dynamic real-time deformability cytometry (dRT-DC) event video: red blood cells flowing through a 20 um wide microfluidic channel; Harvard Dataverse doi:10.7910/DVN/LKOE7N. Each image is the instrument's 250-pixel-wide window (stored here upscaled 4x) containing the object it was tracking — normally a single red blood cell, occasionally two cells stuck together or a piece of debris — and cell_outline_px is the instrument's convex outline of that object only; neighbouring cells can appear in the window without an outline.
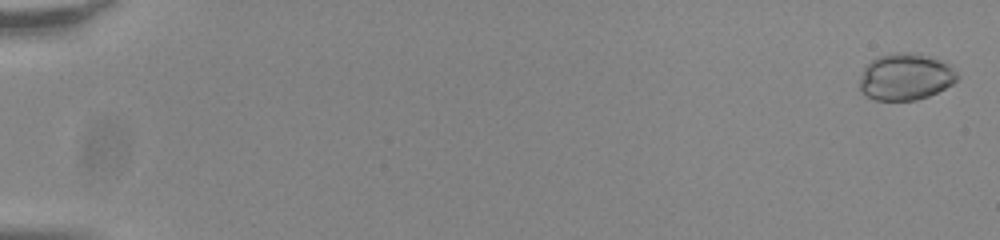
{"species": "common noctule bat (a hibernating species)", "species_latin": "Nyctalus noctula", "temperature_condition": "room temperature", "stored_images_in_passage": 56, "camera_frame_rate_fps": 3000, "um_per_image_px": 0.085, "animal": {"sex": "male", "body_mass_g": 20.0, "forearm_length_mm": 53.3}, "frame": {"image": 1, "passage_image": 2, "time_ms": 0.333, "image_size_px": [1000, 240], "cell_outline_px": [[956, 80], [952, 84], [928, 96], [916, 100], [876, 100], [868, 96], [860, 88], [860, 80], [864, 68], [872, 60], [880, 56], [892, 52], [908, 52], [924, 56], [936, 60], [944, 64], [956, 72]], "centroid_in_image_um": [76.91, 6.54], "position_along_channel_um": 8.1, "area_um2": 25.72}}
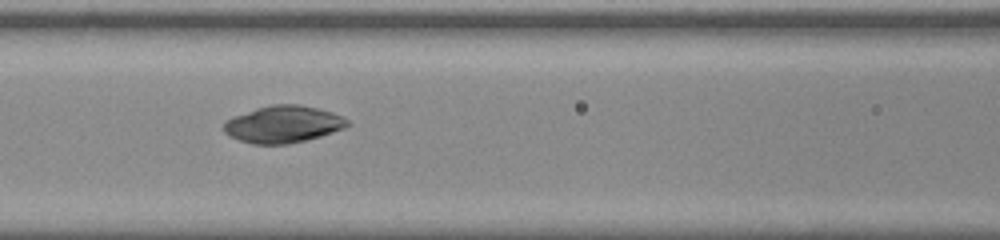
{"frame": {"image": 2, "passage_image": 27, "time_ms": 8.667, "image_size_px": [1000, 240], "cell_outline_px": [[352, 124], [344, 128], [320, 136], [288, 144], [252, 144], [228, 136], [224, 132], [224, 124], [232, 116], [256, 108], [272, 104], [300, 104], [332, 112], [348, 120]], "centroid_in_image_um": [24.05, 10.56], "position_along_channel_um": 142.5, "area_um2": 26.59}}
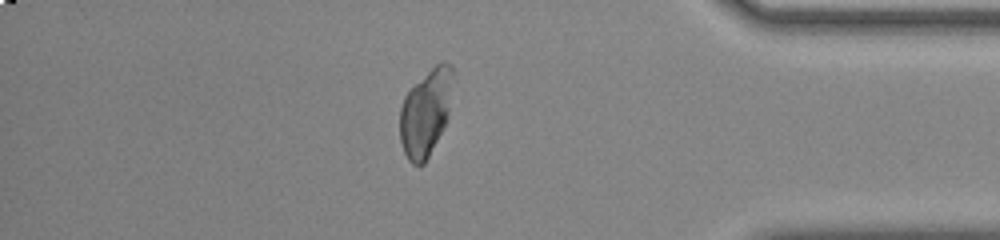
{"frame": {"image": 3, "passage_image": 49, "time_ms": 16.0, "image_size_px": [1000, 240], "cell_outline_px": [[452, 76], [448, 108], [444, 124], [424, 164], [412, 164], [408, 160], [404, 152], [400, 140], [400, 108], [404, 96], [436, 64], [444, 60], [452, 68]], "centroid_in_image_um": [36.13, 9.59], "position_along_channel_um": 399.1, "area_um2": 25.72}, "authors_computed_cell_mechanics": {"area_um2": 26.4435, "velocity_mm_per_s": 3.8251, "shape_relaxation_time_tau1_ms": null, "shape_relaxation_time_tau2_ms": 1.9883, "deformation_change_tau1": null, "deformation_change_tau2": 0.0372}}